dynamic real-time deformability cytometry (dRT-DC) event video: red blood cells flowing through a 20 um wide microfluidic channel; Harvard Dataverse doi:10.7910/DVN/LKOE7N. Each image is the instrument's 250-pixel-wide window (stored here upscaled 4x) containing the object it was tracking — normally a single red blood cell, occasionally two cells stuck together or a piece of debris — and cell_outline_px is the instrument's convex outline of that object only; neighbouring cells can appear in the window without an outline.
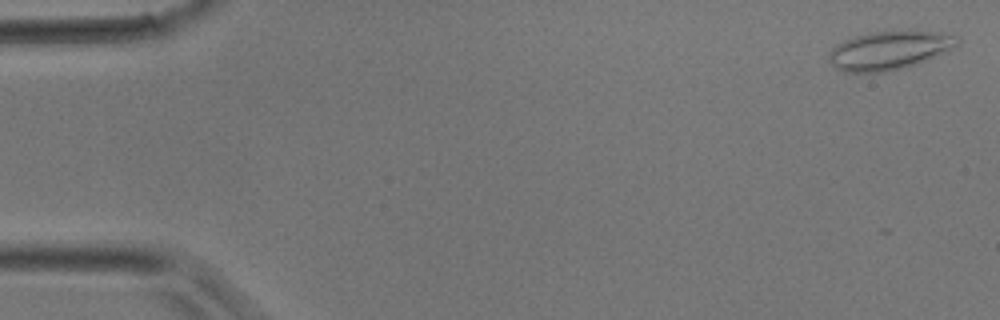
{"species": "common noctule bat (a hibernating species)", "species_latin": "Nyctalus noctula", "temperature_condition": "room temperature", "stored_images_in_passage": 12, "camera_frame_rate_fps": 3000, "um_per_image_px": 0.085, "animal": {"sex": "male", "body_mass_g": 17.9}, "frame": {"image": 1, "passage_image": 1, "time_ms": 0.0, "image_size_px": [1000, 320], "cell_outline_px": [[960, 44], [952, 48], [916, 64], [888, 72], [844, 72], [836, 68], [828, 60], [828, 56], [832, 48], [836, 44], [844, 40], [856, 36], [872, 32], [944, 32], [960, 36]], "centroid_in_image_um": [75.58, 4.29], "position_along_channel_um": 9.4, "area_um2": 28.55}}